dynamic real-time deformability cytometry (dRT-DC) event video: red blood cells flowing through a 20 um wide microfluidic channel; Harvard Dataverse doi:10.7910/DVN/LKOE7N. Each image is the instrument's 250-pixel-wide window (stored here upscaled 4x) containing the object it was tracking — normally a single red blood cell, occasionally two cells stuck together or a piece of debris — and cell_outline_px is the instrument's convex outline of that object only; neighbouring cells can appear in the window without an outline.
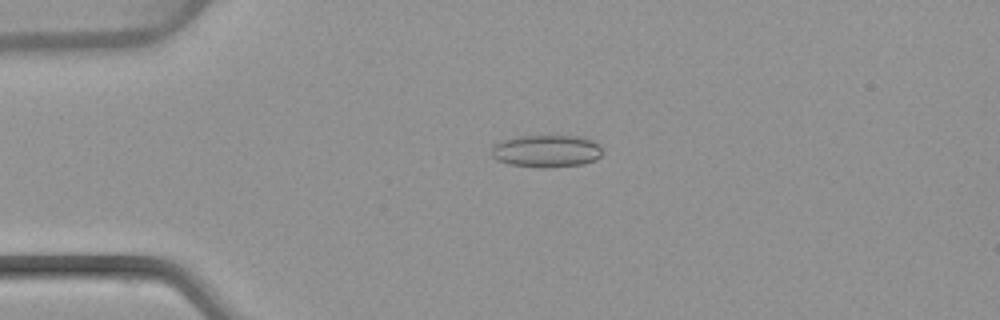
{"species": "common noctule bat (a hibernating species)", "species_latin": "Nyctalus noctula", "temperature_condition": "warm", "stored_images_in_passage": 51, "camera_frame_rate_fps": 3000, "um_per_image_px": 0.085, "animal": {"sex": "female", "body_mass_g": 22.7, "forearm_length_mm": 54.2}, "frame": {"image": 1, "passage_image": 12, "time_ms": 3.667, "image_size_px": [1000, 320], "cell_outline_px": [[604, 152], [596, 160], [584, 164], [548, 168], [540, 168], [512, 164], [500, 160], [492, 156], [492, 144], [500, 140], [520, 136], [580, 136], [592, 140]], "centroid_in_image_um": [46.46, 12.84], "position_along_channel_um": 38.5, "area_um2": 20.98}}
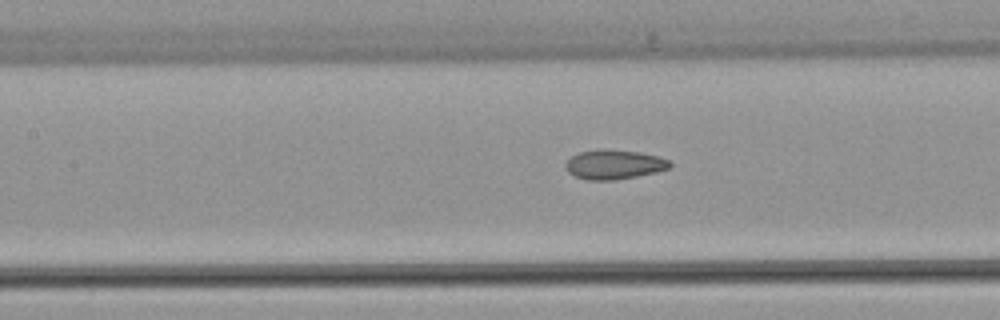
{"frame": {"image": 2, "passage_image": 23, "time_ms": 7.333, "image_size_px": [1000, 320], "cell_outline_px": [[672, 164], [668, 168], [656, 172], [616, 180], [588, 180], [576, 176], [568, 172], [564, 168], [564, 164], [572, 156], [580, 152], [600, 148], [604, 148], [640, 152], [672, 160]], "centroid_in_image_um": [52.19, 13.97], "position_along_channel_um": 155.2, "area_um2": 18.03}}
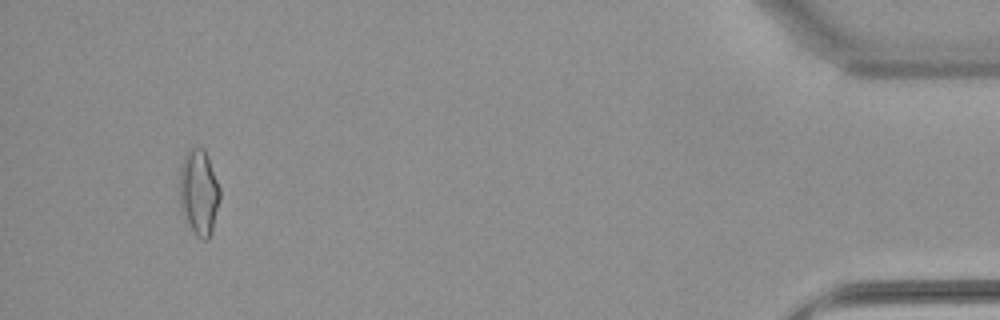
{"frame": {"image": 3, "passage_image": 48, "time_ms": 15.667, "image_size_px": [1000, 320], "cell_outline_px": [[220, 200], [212, 232], [208, 240], [200, 240], [192, 232], [184, 220], [180, 208], [180, 164], [188, 148], [204, 148], [208, 156], [220, 188]], "centroid_in_image_um": [16.9, 16.39], "position_along_channel_um": 418.3, "area_um2": 20.63}, "authors_computed_cell_mechanics": {"area_um2": 18.5538, "velocity_mm_per_s": 4.0439, "shape_relaxation_time_tau1_ms": null, "shape_relaxation_time_tau2_ms": 1.8392, "deformation_change_tau1": null, "deformation_change_tau2": 0.0896}}